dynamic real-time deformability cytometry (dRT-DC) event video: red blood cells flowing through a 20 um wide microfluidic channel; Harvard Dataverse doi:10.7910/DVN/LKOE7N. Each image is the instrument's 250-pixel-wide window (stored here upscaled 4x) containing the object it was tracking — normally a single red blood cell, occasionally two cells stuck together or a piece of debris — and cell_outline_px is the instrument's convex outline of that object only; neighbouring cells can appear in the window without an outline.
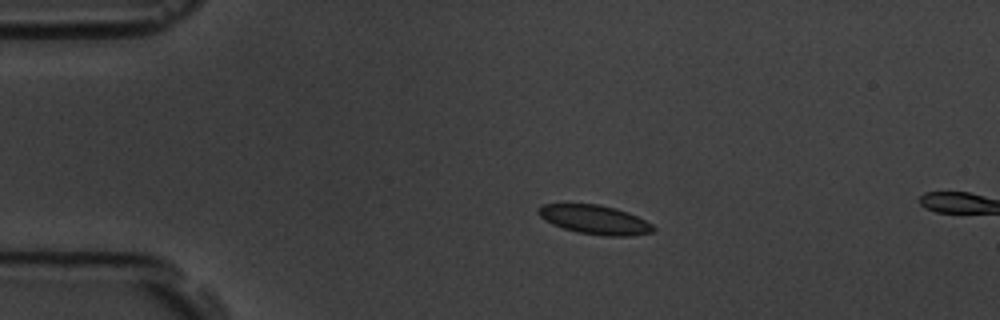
{"species": "common noctule bat (a hibernating species)", "species_latin": "Nyctalus noctula", "temperature_condition": "room temperature", "stored_images_in_passage": 3, "camera_frame_rate_fps": 3000, "um_per_image_px": 0.085, "animal": {"sex": "male", "body_mass_g": 19.5, "forearm_length_mm": 54.6}, "frame": {"image": 1, "passage_image": 2, "time_ms": 1.333, "image_size_px": [1000, 320], "cell_outline_px": [[656, 232], [632, 236], [608, 236], [576, 232], [552, 224], [544, 220], [536, 212], [536, 208], [540, 204], [600, 204], [616, 208], [628, 212], [652, 224], [656, 228]], "centroid_in_image_um": [50.56, 18.67], "position_along_channel_um": 34.4, "area_um2": 19.71}}